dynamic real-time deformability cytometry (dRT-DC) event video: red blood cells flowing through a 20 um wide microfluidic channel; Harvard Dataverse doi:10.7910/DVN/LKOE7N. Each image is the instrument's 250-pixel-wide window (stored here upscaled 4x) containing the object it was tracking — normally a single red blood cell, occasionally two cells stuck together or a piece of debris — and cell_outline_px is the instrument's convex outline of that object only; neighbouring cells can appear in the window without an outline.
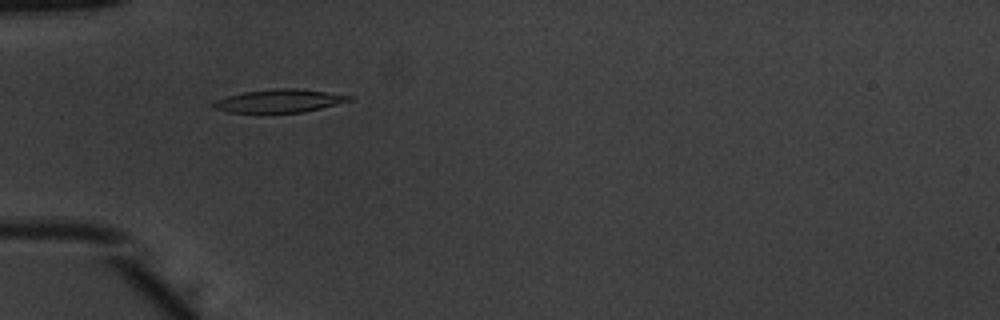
{"species": "common noctule bat (a hibernating species)", "species_latin": "Nyctalus noctula", "temperature_condition": "warm", "stored_images_in_passage": 46, "camera_frame_rate_fps": 3000, "um_per_image_px": 0.085, "animal": {"sex": "male", "body_mass_g": 20.1, "forearm_length_mm": 53.5}, "frame": {"image": 1, "passage_image": 11, "time_ms": 3.333, "image_size_px": [1000, 320], "cell_outline_px": [[356, 96], [352, 100], [304, 112], [228, 112], [216, 108], [212, 104], [216, 100], [228, 96], [244, 92], [276, 88], [296, 88]], "centroid_in_image_um": [23.79, 8.56], "position_along_channel_um": 61.2, "area_um2": 17.98}}
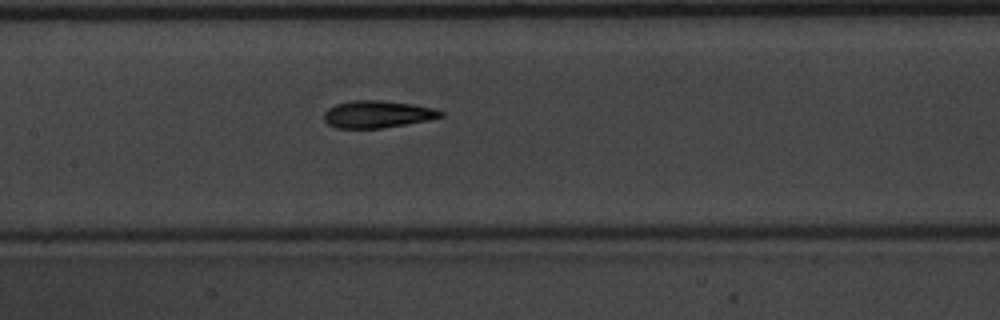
{"frame": {"image": 2, "passage_image": 20, "time_ms": 6.333, "image_size_px": [1000, 320], "cell_outline_px": [[444, 116], [428, 120], [380, 128], [336, 128], [328, 124], [324, 120], [324, 112], [328, 108], [336, 104], [352, 100], [380, 100], [412, 104], [432, 108], [444, 112]], "centroid_in_image_um": [32.05, 9.7], "position_along_channel_um": 175.3, "area_um2": 18.38}}
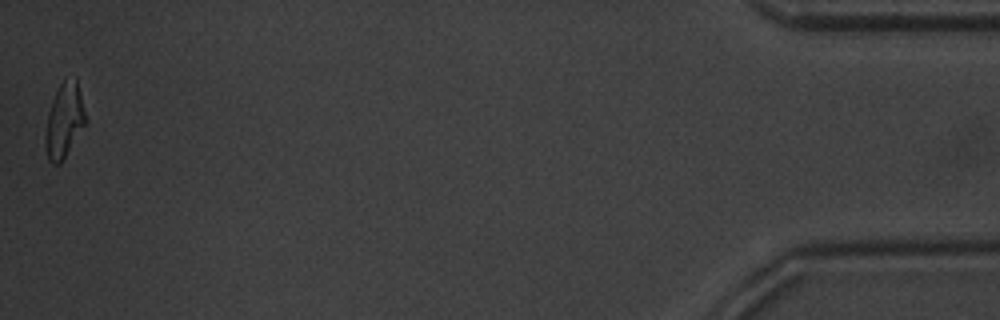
{"frame": {"image": 3, "passage_image": 46, "time_ms": 15.0, "image_size_px": [1000, 320], "cell_outline_px": [[88, 120], [60, 164], [52, 164], [48, 160], [44, 144], [44, 140], [48, 112], [52, 100], [64, 76], [76, 76]], "centroid_in_image_um": [5.47, 10.2], "position_along_channel_um": 429.7, "area_um2": 17.86}, "authors_computed_cell_mechanics": {"area_um2": 18.4671, "velocity_mm_per_s": 3.9295, "shape_relaxation_time_tau1_ms": 3.8339, "shape_relaxation_time_tau2_ms": 2.4908, "deformation_change_tau1": 0.1728, "deformation_change_tau2": 0.0984}}